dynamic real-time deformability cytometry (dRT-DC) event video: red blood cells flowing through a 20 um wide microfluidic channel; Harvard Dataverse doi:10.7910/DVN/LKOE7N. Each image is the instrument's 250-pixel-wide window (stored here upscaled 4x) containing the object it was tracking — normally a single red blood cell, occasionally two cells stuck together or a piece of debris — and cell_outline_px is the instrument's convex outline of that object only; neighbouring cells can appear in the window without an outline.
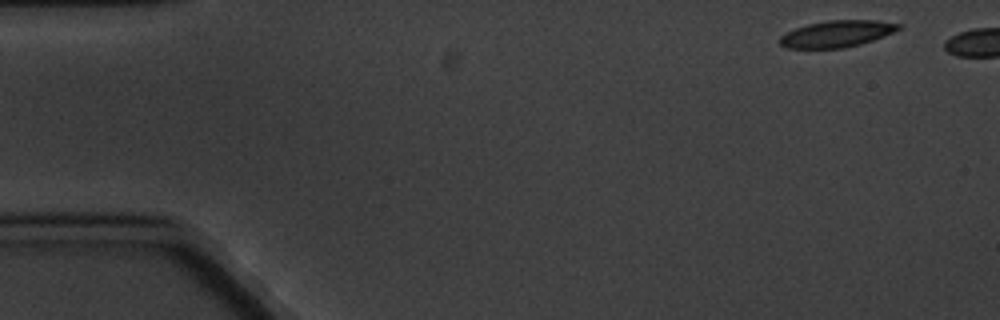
{"species": "common noctule bat (a hibernating species)", "species_latin": "Nyctalus noctula", "temperature_condition": "cold", "stored_images_in_passage": 2, "camera_frame_rate_fps": 3000, "um_per_image_px": 0.085, "animal": {"sex": "male", "body_mass_g": 20.1, "forearm_length_mm": 53.5}, "frame": {"image": 1, "passage_image": 1, "time_ms": 0.0, "image_size_px": [1000, 320], "cell_outline_px": [[904, 28], [884, 36], [860, 44], [844, 48], [784, 48], [780, 44], [780, 36], [796, 28], [808, 24], [828, 20], [876, 20], [904, 24]], "centroid_in_image_um": [71.19, 2.87], "position_along_channel_um": 13.8, "area_um2": 18.5}}